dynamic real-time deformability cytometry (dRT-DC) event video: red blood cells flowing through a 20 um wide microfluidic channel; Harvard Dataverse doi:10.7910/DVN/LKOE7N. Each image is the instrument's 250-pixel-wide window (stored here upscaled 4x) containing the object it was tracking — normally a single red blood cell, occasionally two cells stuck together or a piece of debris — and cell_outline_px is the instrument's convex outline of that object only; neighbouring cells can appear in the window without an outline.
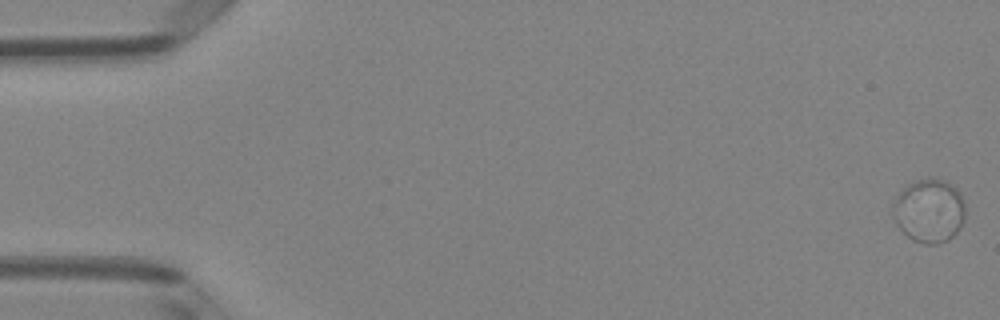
{"species": "Egyptian fruit bat (a non-hibernating species)", "species_latin": "Rousettus aegyptiacus", "temperature_condition": "room temperature", "stored_images_in_passage": 5, "camera_frame_rate_fps": 3000, "um_per_image_px": 0.085, "animal": {"sex": "female"}, "frame": {"image": 1, "passage_image": 1, "time_ms": 0.0, "image_size_px": [1000, 320], "cell_outline_px": [[964, 220], [960, 228], [948, 240], [940, 244], [924, 244], [912, 240], [896, 224], [892, 216], [892, 204], [896, 192], [908, 184], [916, 180], [928, 176], [936, 176], [948, 180], [956, 188], [964, 200]], "centroid_in_image_um": [78.96, 17.86], "position_along_channel_um": 6.0, "area_um2": 27.69}}
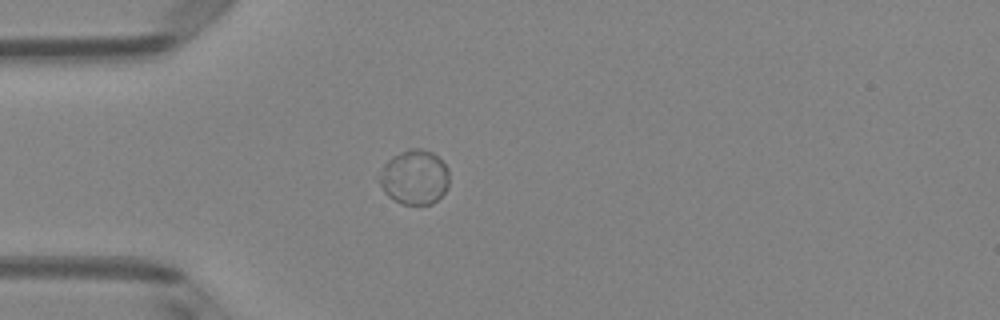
{"frame": {"image": 2, "passage_image": 5, "time_ms": 1.333, "image_size_px": [1000, 320], "cell_outline_px": [[448, 188], [432, 204], [404, 204], [388, 196], [384, 192], [380, 184], [380, 180], [384, 164], [392, 156], [408, 148], [420, 148], [432, 152], [448, 168]], "centroid_in_image_um": [35.24, 15.05], "position_along_channel_um": 49.8, "area_um2": 21.96}}